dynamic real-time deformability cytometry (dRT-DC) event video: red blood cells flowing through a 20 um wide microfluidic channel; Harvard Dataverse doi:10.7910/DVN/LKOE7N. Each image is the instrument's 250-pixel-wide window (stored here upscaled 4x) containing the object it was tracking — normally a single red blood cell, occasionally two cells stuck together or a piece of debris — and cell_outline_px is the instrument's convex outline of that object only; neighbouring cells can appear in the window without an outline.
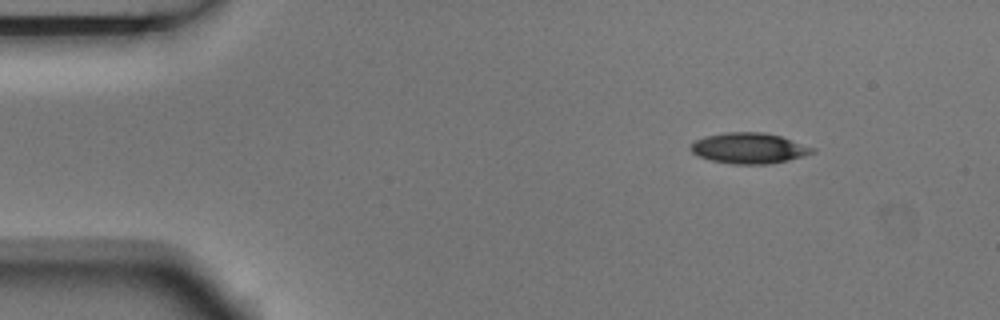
{"species": "Egyptian fruit bat (a non-hibernating species)", "species_latin": "Rousettus aegyptiacus", "temperature_condition": "room temperature", "stored_images_in_passage": 3, "camera_frame_rate_fps": 3000, "um_per_image_px": 0.085, "animal": {"sex": "male"}, "frame": {"image": 1, "passage_image": 1, "time_ms": 0.0, "image_size_px": [1000, 320], "cell_outline_px": [[816, 152], [804, 156], [788, 160], [768, 164], [732, 164], [712, 160], [700, 156], [692, 152], [688, 148], [696, 140], [704, 136], [724, 132], [764, 132], [780, 136], [816, 148]], "centroid_in_image_um": [63.68, 12.59], "position_along_channel_um": 21.3, "area_um2": 21.79}}